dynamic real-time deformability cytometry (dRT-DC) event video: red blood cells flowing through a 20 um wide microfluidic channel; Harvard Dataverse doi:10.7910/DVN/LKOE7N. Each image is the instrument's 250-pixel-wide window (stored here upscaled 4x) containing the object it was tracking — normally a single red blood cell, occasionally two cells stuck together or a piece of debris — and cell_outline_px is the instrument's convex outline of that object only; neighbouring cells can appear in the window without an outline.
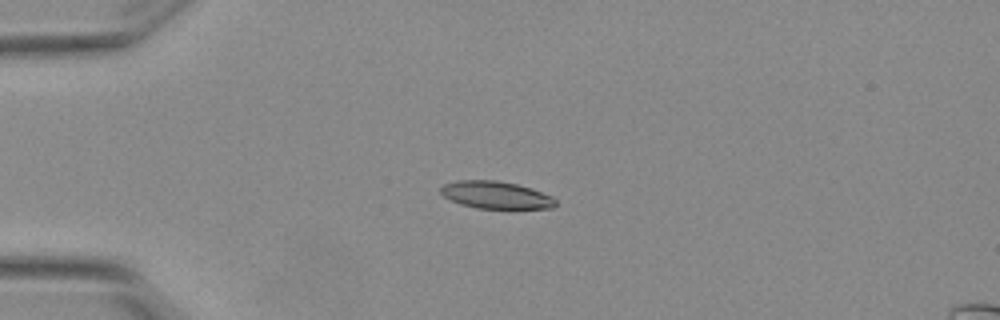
{"species": "Egyptian fruit bat (a non-hibernating species)", "species_latin": "Rousettus aegyptiacus", "temperature_condition": "warm", "stored_images_in_passage": 5, "camera_frame_rate_fps": 3000, "um_per_image_px": 0.085, "animal": {"sex": "female"}, "frame": {"image": 1, "passage_image": 2, "time_ms": 0.333, "image_size_px": [1000, 320], "cell_outline_px": [[556, 204], [552, 208], [476, 208], [460, 204], [444, 196], [440, 192], [440, 188], [444, 184], [456, 180], [496, 180], [516, 184], [532, 188], [552, 196], [556, 200]], "centroid_in_image_um": [42.14, 16.56], "position_along_channel_um": 42.9, "area_um2": 18.26}}
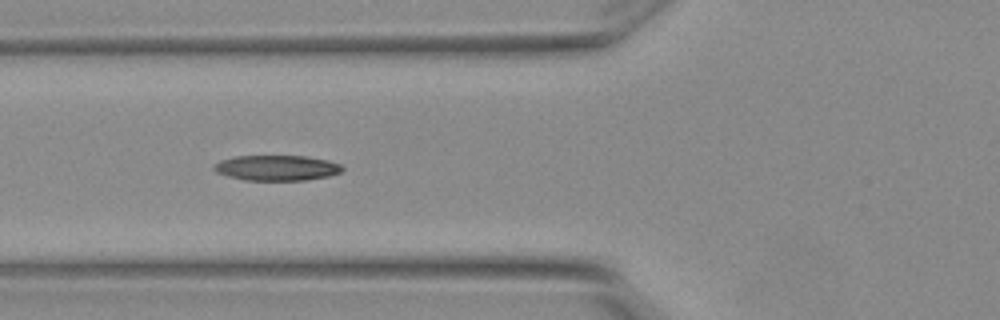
{"frame": {"image": 2, "passage_image": 4, "time_ms": 1.0, "image_size_px": [1000, 320], "cell_outline_px": [[344, 168], [340, 172], [328, 176], [304, 180], [244, 180], [228, 176], [216, 172], [212, 168], [212, 164], [220, 160], [232, 156], [304, 156], [328, 160], [340, 164]], "centroid_in_image_um": [23.47, 14.26], "position_along_channel_um": 102.3, "area_um2": 19.02}}
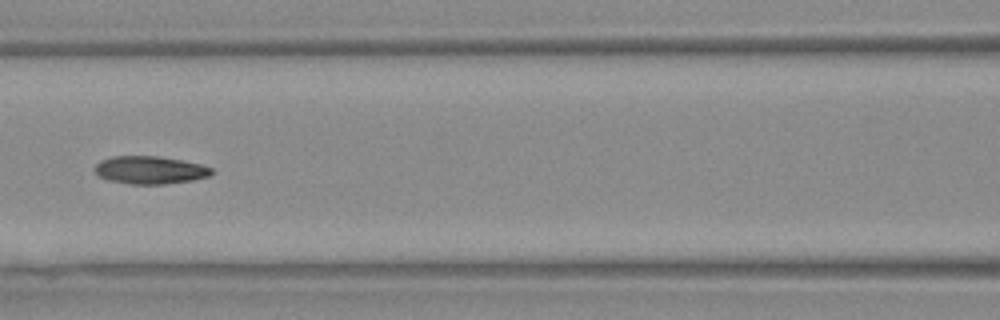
{"frame": {"image": 3, "passage_image": 5, "time_ms": 1.333, "image_size_px": [1000, 320], "cell_outline_px": [[212, 172], [208, 176], [192, 180], [164, 184], [128, 184], [108, 180], [100, 176], [96, 172], [96, 164], [100, 160], [112, 156], [160, 156], [200, 164], [212, 168]], "centroid_in_image_um": [12.73, 14.45], "position_along_channel_um": 153.9, "area_um2": 18.79}}